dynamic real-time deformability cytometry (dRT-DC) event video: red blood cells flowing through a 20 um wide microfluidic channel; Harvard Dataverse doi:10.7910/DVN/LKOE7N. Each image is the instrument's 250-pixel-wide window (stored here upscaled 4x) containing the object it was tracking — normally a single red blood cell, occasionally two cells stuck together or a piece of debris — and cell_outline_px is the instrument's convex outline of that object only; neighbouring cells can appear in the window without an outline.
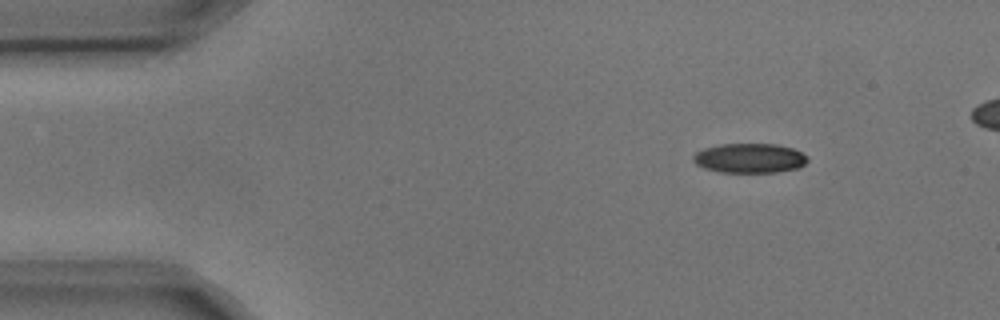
{"species": "common noctule bat (a hibernating species)", "species_latin": "Nyctalus noctula", "temperature_condition": "cold", "stored_images_in_passage": 7, "camera_frame_rate_fps": 3000, "um_per_image_px": 0.085, "animal": {"sex": "male", "body_mass_g": 17.9, "forearm_length_mm": 54.2}, "frame": {"image": 1, "passage_image": 1, "time_ms": 0.0, "image_size_px": [1000, 320], "cell_outline_px": [[808, 160], [800, 168], [776, 172], [720, 172], [704, 168], [696, 164], [692, 160], [692, 156], [696, 152], [704, 148], [720, 144], [776, 144], [792, 148], [808, 156]], "centroid_in_image_um": [63.71, 13.44], "position_along_channel_um": 21.3, "area_um2": 19.77}}
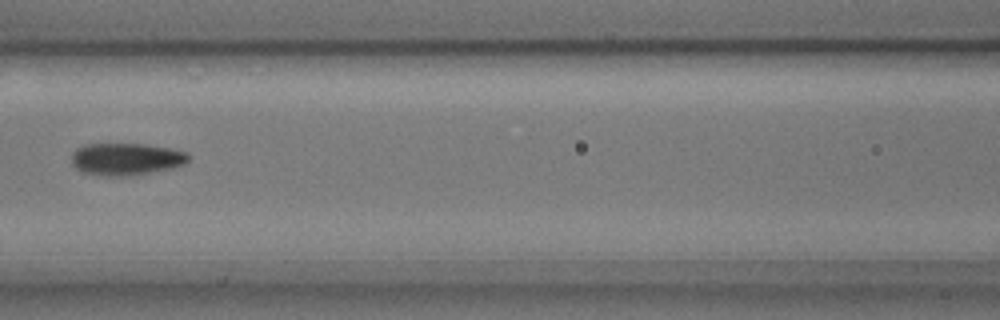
{"frame": {"image": 2, "passage_image": 6, "time_ms": 1.667, "image_size_px": [1000, 320], "cell_outline_px": [[192, 156], [184, 164], [172, 168], [124, 176], [108, 176], [84, 172], [76, 168], [72, 164], [72, 152], [76, 148], [84, 144], [144, 144], [172, 148], [188, 152]], "centroid_in_image_um": [10.74, 13.5], "position_along_channel_um": 155.9, "area_um2": 21.91}}